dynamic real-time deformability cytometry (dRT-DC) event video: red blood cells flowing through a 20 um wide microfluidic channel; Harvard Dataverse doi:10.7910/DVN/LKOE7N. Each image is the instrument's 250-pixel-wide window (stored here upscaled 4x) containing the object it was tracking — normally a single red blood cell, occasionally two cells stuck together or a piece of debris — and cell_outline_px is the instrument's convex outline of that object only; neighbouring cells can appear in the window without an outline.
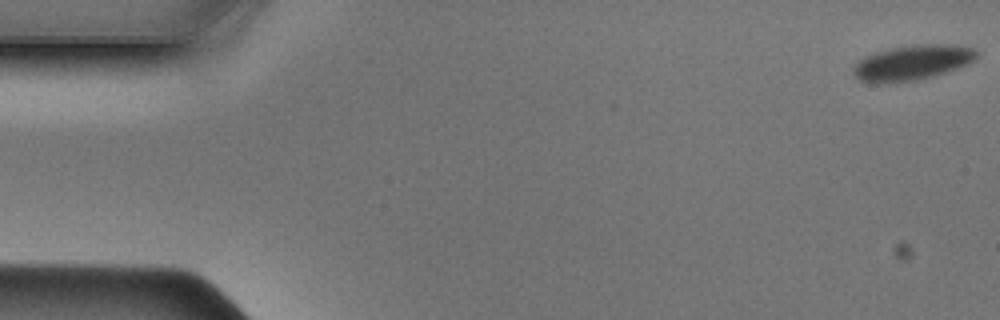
{"species": "Egyptian fruit bat (a non-hibernating species)", "species_latin": "Rousettus aegyptiacus", "temperature_condition": "cold", "stored_images_in_passage": 43, "camera_frame_rate_fps": 3000, "um_per_image_px": 0.085, "animal": {"sex": "male"}, "frame": {"image": 1, "passage_image": 1, "time_ms": 0.0, "image_size_px": [1000, 320], "cell_outline_px": [[980, 52], [976, 60], [968, 64], [932, 76], [912, 80], [876, 84], [860, 80], [852, 72], [852, 68], [864, 56], [876, 52], [892, 48], [916, 44], [956, 44], [972, 48]], "centroid_in_image_um": [77.57, 5.31], "position_along_channel_um": 7.4, "area_um2": 25.14}}
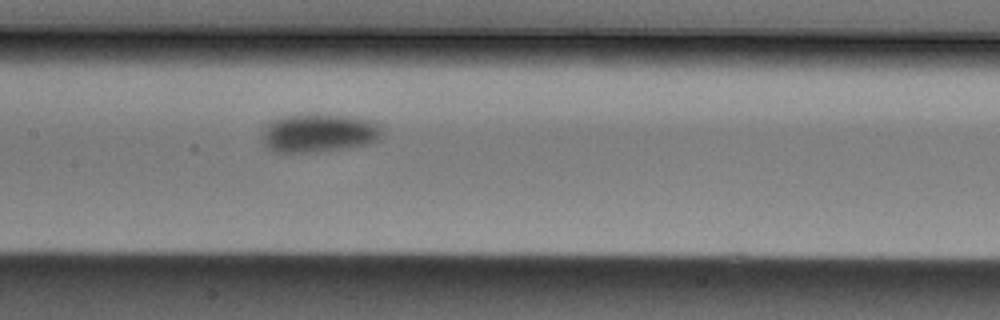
{"frame": {"image": 2, "passage_image": 23, "time_ms": 7.333, "image_size_px": [1000, 320], "cell_outline_px": [[380, 140], [364, 144], [344, 148], [316, 152], [276, 152], [268, 148], [264, 144], [260, 128], [272, 120], [280, 116], [316, 112], [372, 120], [380, 128]], "centroid_in_image_um": [27.01, 11.28], "position_along_channel_um": 180.4, "area_um2": 27.28}}
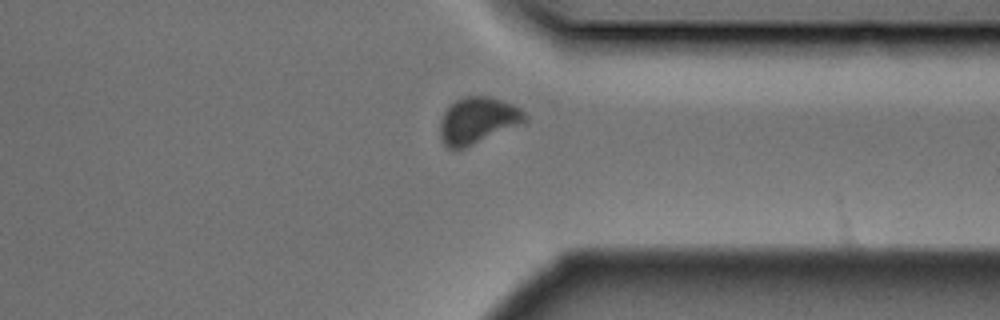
{"frame": {"image": 3, "passage_image": 37, "time_ms": 12.0, "image_size_px": [1000, 320], "cell_outline_px": [[528, 120], [520, 124], [464, 148], [448, 148], [440, 140], [440, 120], [444, 112], [456, 100], [464, 96], [488, 96], [512, 104], [520, 108], [528, 116]], "centroid_in_image_um": [40.59, 10.23], "position_along_channel_um": 370.8, "area_um2": 22.72}}